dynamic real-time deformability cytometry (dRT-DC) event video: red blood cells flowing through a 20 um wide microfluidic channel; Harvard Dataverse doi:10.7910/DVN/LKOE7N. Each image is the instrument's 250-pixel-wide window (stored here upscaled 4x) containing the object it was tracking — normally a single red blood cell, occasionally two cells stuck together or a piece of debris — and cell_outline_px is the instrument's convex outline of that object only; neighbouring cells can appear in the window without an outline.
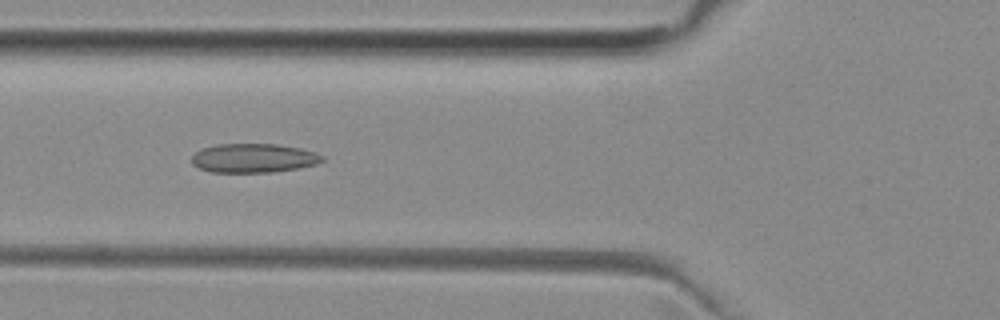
{"species": "common noctule bat (a hibernating species)", "species_latin": "Nyctalus noctula", "temperature_condition": "room temperature", "stored_images_in_passage": 43, "camera_frame_rate_fps": 3000, "um_per_image_px": 0.085, "animal": {"sex": "female", "body_mass_g": 29.2, "forearm_length_mm": 56.3}, "frame": {"image": 1, "passage_image": 10, "time_ms": 3.0, "image_size_px": [1000, 320], "cell_outline_px": [[324, 160], [316, 164], [300, 168], [272, 172], [212, 172], [200, 168], [192, 164], [192, 156], [196, 152], [204, 148], [216, 144], [276, 144], [300, 148], [316, 152], [324, 156]], "centroid_in_image_um": [21.59, 13.44], "position_along_channel_um": 104.2, "area_um2": 22.08}}
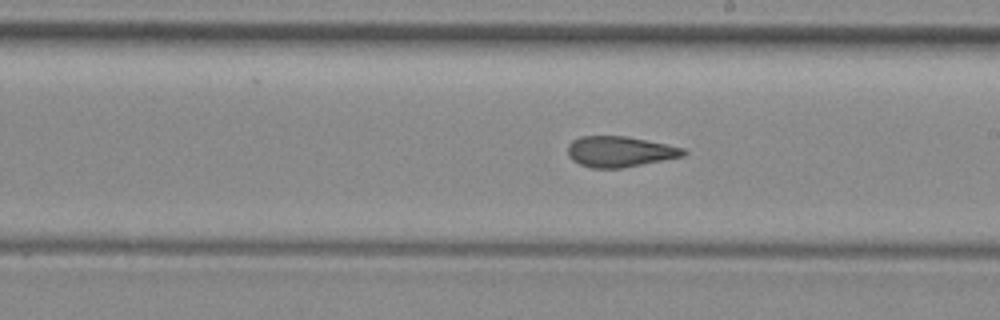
{"frame": {"image": 2, "passage_image": 20, "time_ms": 6.333, "image_size_px": [1000, 320], "cell_outline_px": [[688, 152], [684, 156], [620, 168], [592, 168], [580, 164], [572, 160], [568, 156], [568, 144], [572, 140], [580, 136], [628, 136], [684, 148]], "centroid_in_image_um": [52.66, 12.88], "position_along_channel_um": 236.3, "area_um2": 20.63}}
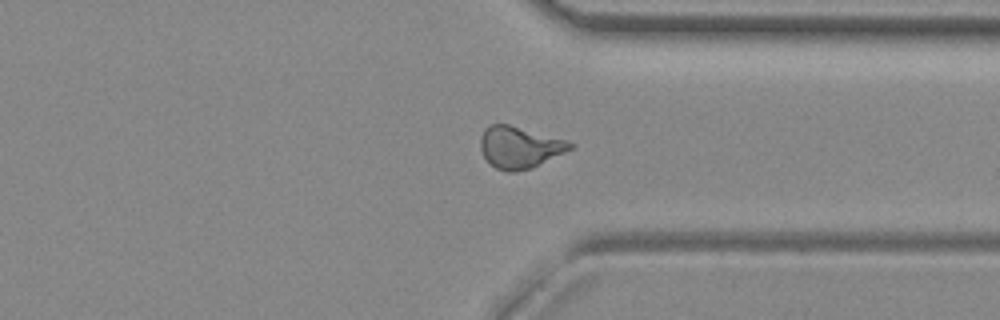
{"frame": {"image": 3, "passage_image": 30, "time_ms": 9.667, "image_size_px": [1000, 320], "cell_outline_px": [[576, 144], [572, 148], [532, 168], [516, 172], [504, 172], [496, 168], [484, 156], [480, 148], [480, 136], [484, 128], [492, 124], [508, 124], [564, 140]], "centroid_in_image_um": [44.12, 12.53], "position_along_channel_um": 367.3, "area_um2": 21.56}, "authors_computed_cell_mechanics": {"area_um2": 21.3282, "velocity_mm_per_s": 3.9551, "shape_relaxation_time_tau1_ms": null, "shape_relaxation_time_tau2_ms": 2.2773, "deformation_change_tau1": null, "deformation_change_tau2": 0.0947}}